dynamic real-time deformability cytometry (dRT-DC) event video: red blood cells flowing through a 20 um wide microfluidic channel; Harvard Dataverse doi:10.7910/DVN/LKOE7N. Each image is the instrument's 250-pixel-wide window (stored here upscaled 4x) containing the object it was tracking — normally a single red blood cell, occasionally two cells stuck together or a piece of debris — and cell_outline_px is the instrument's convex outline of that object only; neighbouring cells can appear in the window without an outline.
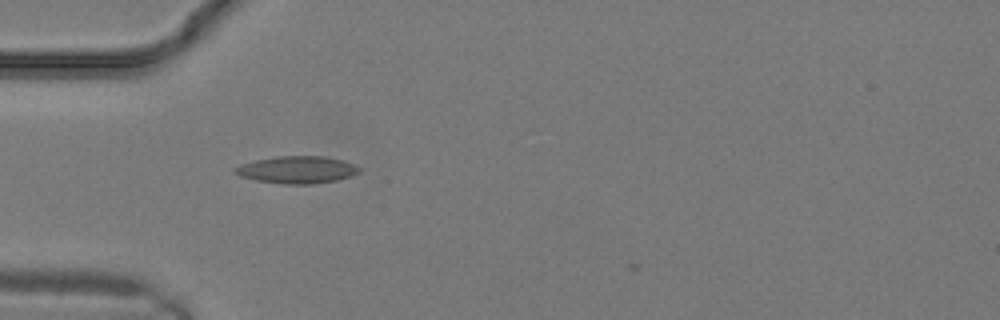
{"species": "common noctule bat (a hibernating species)", "species_latin": "Nyctalus noctula", "temperature_condition": "warm", "stored_images_in_passage": 11, "camera_frame_rate_fps": 3000, "um_per_image_px": 0.085, "animal": {"sex": "male", "body_mass_g": 19.2, "forearm_length_mm": 51.8}, "frame": {"image": 1, "passage_image": 8, "time_ms": 2.333, "image_size_px": [1000, 320], "cell_outline_px": [[360, 172], [352, 176], [336, 180], [312, 184], [284, 184], [256, 180], [240, 176], [232, 172], [232, 168], [240, 164], [256, 160], [276, 156], [324, 156], [344, 160], [360, 168]], "centroid_in_image_um": [25.22, 14.42], "position_along_channel_um": 59.8, "area_um2": 19.83}}
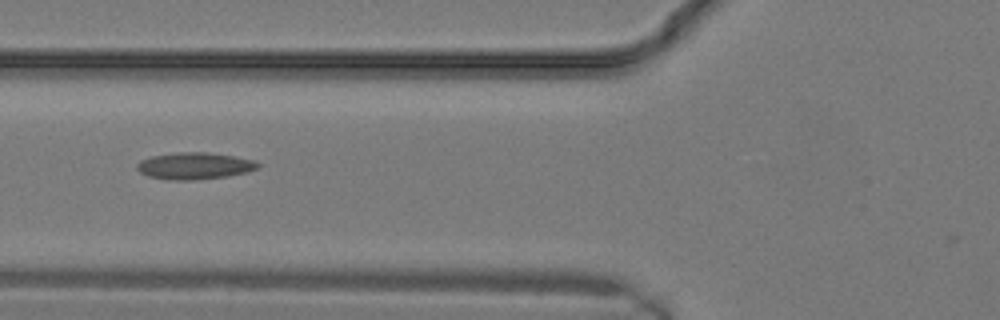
{"frame": {"image": 2, "passage_image": 10, "time_ms": 3.0, "image_size_px": [1000, 320], "cell_outline_px": [[260, 168], [248, 172], [228, 176], [192, 180], [168, 180], [148, 176], [140, 172], [136, 168], [136, 164], [140, 160], [152, 156], [176, 152], [208, 152], [256, 160], [260, 164]], "centroid_in_image_um": [16.55, 14.1], "position_along_channel_um": 109.2, "area_um2": 19.07}}